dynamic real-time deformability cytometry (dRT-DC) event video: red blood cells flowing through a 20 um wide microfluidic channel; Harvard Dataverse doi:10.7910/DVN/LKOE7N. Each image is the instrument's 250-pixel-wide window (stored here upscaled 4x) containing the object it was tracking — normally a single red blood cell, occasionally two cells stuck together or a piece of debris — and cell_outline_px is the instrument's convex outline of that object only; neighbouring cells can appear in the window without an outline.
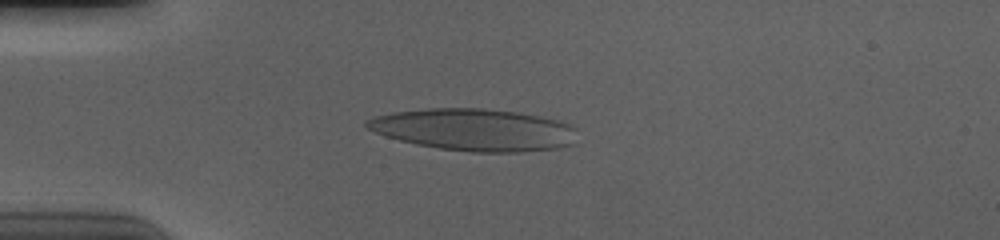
{"species": "human", "species_latin": "Homo sapiens", "temperature_condition": "cold", "stored_images_in_passage": 58, "camera_frame_rate_fps": 3000, "um_per_image_px": 0.085, "donor": {"sex": "male"}, "frame": {"image": 1, "passage_image": 15, "time_ms": 4.667, "image_size_px": [1000, 240], "cell_outline_px": [[576, 128], [572, 144], [556, 148], [520, 152], [472, 152], [440, 148], [416, 144], [384, 136], [368, 128], [364, 124], [364, 120], [372, 116], [392, 112], [428, 108], [484, 108], [520, 112], [560, 120]], "centroid_in_image_um": [40.27, 11.01], "position_along_channel_um": 44.7, "area_um2": 51.73}}
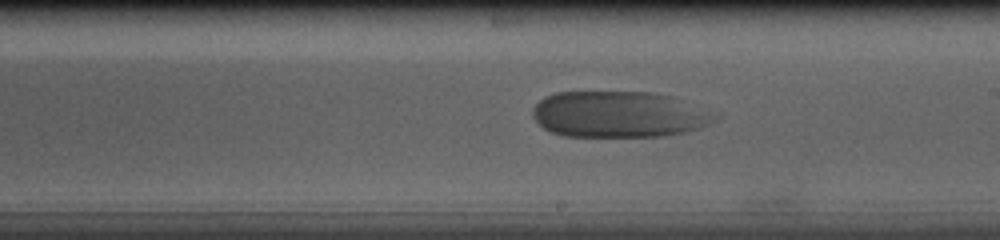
{"frame": {"image": 2, "passage_image": 34, "time_ms": 11.0, "image_size_px": [1000, 240], "cell_outline_px": [[720, 116], [716, 120], [708, 124], [684, 132], [664, 136], [564, 136], [552, 132], [544, 128], [532, 116], [532, 108], [544, 96], [556, 92], [652, 92], [672, 96], [720, 112]], "centroid_in_image_um": [52.66, 9.71], "position_along_channel_um": 236.3, "area_um2": 49.53}}
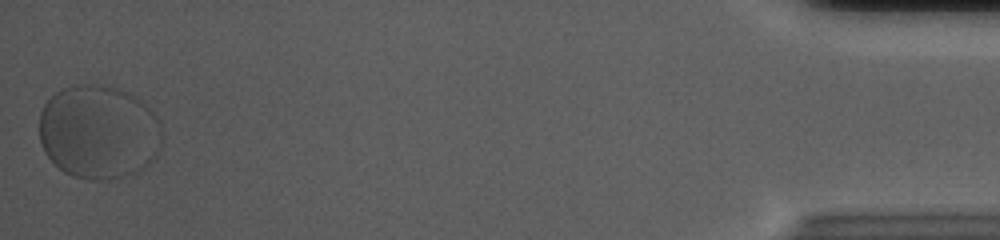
{"frame": {"image": 3, "passage_image": 58, "time_ms": 19.0, "image_size_px": [1000, 240], "cell_outline_px": [[164, 136], [160, 148], [156, 156], [144, 168], [136, 172], [124, 176], [108, 180], [88, 180], [72, 176], [64, 172], [44, 152], [40, 144], [40, 112], [44, 104], [56, 92], [64, 88], [80, 84], [100, 84], [116, 88], [128, 92], [136, 96], [156, 116], [160, 124]], "centroid_in_image_um": [8.41, 11.23], "position_along_channel_um": 426.8, "area_um2": 67.74}}